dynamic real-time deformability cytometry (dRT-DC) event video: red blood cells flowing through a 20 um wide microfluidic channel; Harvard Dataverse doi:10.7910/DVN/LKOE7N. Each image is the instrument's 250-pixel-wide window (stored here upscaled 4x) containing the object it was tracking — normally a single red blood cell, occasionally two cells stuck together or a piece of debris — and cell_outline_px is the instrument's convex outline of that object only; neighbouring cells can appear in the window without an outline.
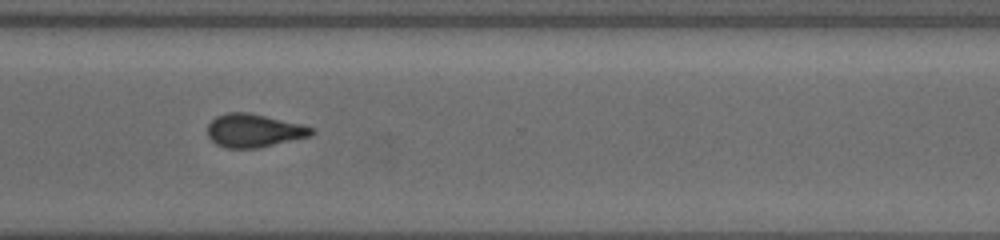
{"species": "common noctule bat (a hibernating species)", "species_latin": "Nyctalus noctula", "temperature_condition": "cold", "stored_images_in_passage": 27, "camera_frame_rate_fps": 3000, "um_per_image_px": 0.085, "animal": {"sex": "female", "body_mass_g": 19.5, "forearm_length_mm": 54.1}, "frame": {"image": 1, "passage_image": 23, "time_ms": 13.667, "image_size_px": [1000, 240], "cell_outline_px": [[316, 132], [312, 136], [256, 148], [224, 148], [216, 144], [208, 136], [208, 124], [216, 116], [228, 112], [248, 112], [300, 124], [312, 128]], "centroid_in_image_um": [21.57, 11.1], "position_along_channel_um": 349.0, "area_um2": 20.06}}
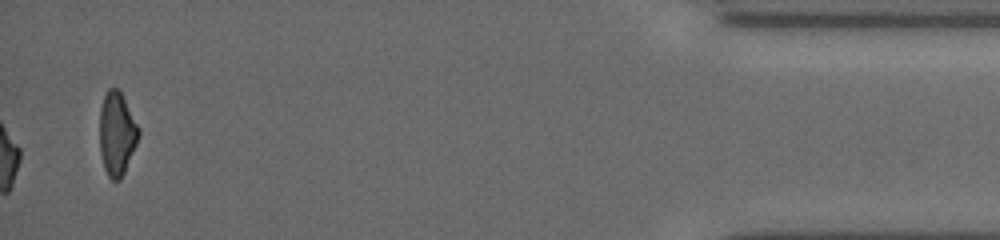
{"frame": {"image": 2, "passage_image": 27, "time_ms": 17.333, "image_size_px": [1000, 240], "cell_outline_px": [[140, 136], [124, 172], [120, 180], [112, 180], [108, 176], [104, 168], [100, 152], [100, 108], [104, 96], [108, 88], [116, 88], [120, 92], [140, 128]], "centroid_in_image_um": [9.94, 11.37], "position_along_channel_um": 425.3, "area_um2": 18.84}, "authors_computed_cell_mechanics": {"area_um2": 16.473, "velocity_mm_per_s": 3.8484, "shape_relaxation_time_tau1_ms": null, "shape_relaxation_time_tau2_ms": 6.9108, "deformation_change_tau1": null, "deformation_change_tau2": 0.1283}}